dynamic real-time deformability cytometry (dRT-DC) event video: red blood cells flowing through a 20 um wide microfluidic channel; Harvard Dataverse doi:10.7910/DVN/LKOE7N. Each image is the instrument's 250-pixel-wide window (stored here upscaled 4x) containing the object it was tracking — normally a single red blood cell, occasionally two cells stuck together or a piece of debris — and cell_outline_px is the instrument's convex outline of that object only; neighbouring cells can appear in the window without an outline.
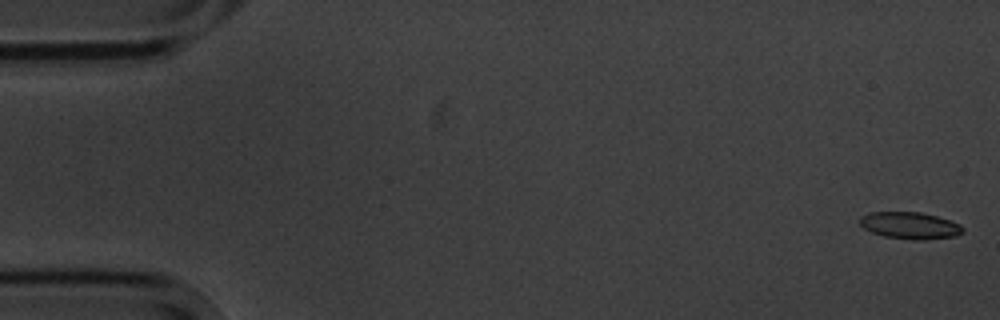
{"species": "common noctule bat (a hibernating species)", "species_latin": "Nyctalus noctula", "temperature_condition": "cold", "stored_images_in_passage": 6, "camera_frame_rate_fps": 3000, "um_per_image_px": 0.085, "animal": {"sex": "male", "body_mass_g": 20.1, "forearm_length_mm": 53.5}, "frame": {"image": 1, "passage_image": 1, "time_ms": 0.0, "image_size_px": [1000, 320], "cell_outline_px": [[964, 232], [956, 236], [924, 240], [912, 240], [884, 236], [872, 232], [864, 228], [860, 224], [860, 216], [872, 212], [920, 212], [936, 216], [960, 224], [964, 228]], "centroid_in_image_um": [77.36, 19.17], "position_along_channel_um": 7.6, "area_um2": 16.13}}
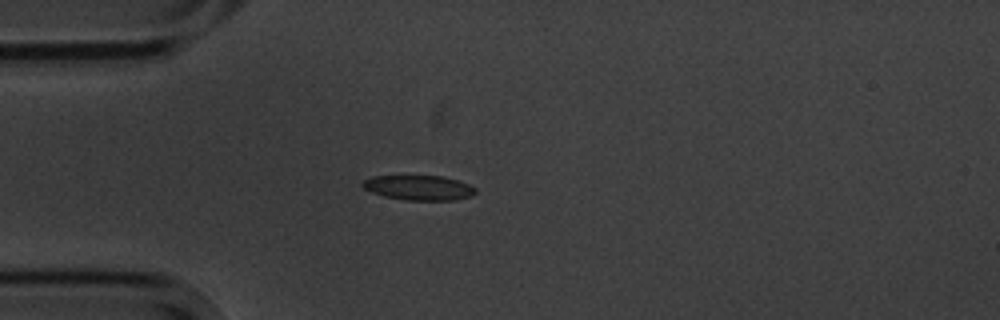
{"frame": {"image": 2, "passage_image": 5, "time_ms": 4.667, "image_size_px": [1000, 320], "cell_outline_px": [[476, 192], [472, 196], [452, 200], [408, 200], [384, 196], [372, 192], [364, 188], [360, 184], [364, 180], [372, 176], [444, 176], [468, 184], [476, 188]], "centroid_in_image_um": [35.6, 15.95], "position_along_channel_um": 49.4, "area_um2": 16.24}}